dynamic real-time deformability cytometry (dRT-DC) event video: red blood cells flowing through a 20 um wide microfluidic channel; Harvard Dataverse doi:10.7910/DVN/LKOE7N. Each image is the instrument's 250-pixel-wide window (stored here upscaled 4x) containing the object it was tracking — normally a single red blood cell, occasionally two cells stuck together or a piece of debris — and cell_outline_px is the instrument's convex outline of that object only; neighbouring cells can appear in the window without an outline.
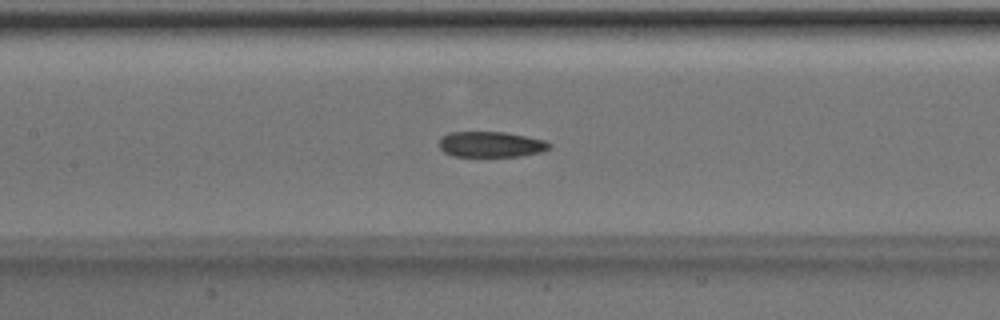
{"species": "Egyptian fruit bat (a non-hibernating species)", "species_latin": "Rousettus aegyptiacus", "temperature_condition": "room temperature", "stored_images_in_passage": 50, "camera_frame_rate_fps": 3000, "um_per_image_px": 0.085, "animal": {"sex": "male"}, "frame": {"image": 1, "passage_image": 23, "time_ms": 7.333, "image_size_px": [1000, 320], "cell_outline_px": [[552, 148], [540, 152], [520, 156], [452, 156], [444, 152], [440, 148], [440, 140], [444, 136], [452, 132], [504, 132], [544, 140], [552, 144]], "centroid_in_image_um": [41.76, 12.28], "position_along_channel_um": 165.6, "area_um2": 16.3}}
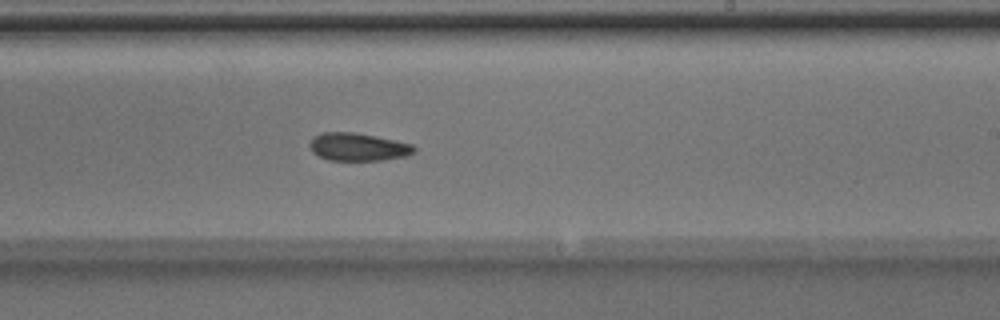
{"frame": {"image": 2, "passage_image": 30, "time_ms": 9.667, "image_size_px": [1000, 320], "cell_outline_px": [[416, 152], [408, 156], [384, 160], [328, 160], [312, 152], [308, 144], [312, 136], [320, 132], [356, 132], [376, 136], [412, 144], [416, 148]], "centroid_in_image_um": [30.42, 12.48], "position_along_channel_um": 258.6, "area_um2": 17.22}}
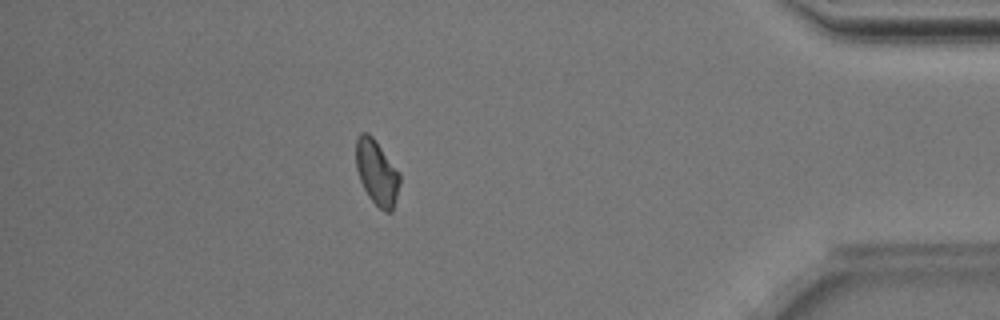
{"frame": {"image": 3, "passage_image": 44, "time_ms": 14.333, "image_size_px": [1000, 320], "cell_outline_px": [[400, 184], [392, 212], [384, 212], [368, 196], [360, 180], [356, 168], [356, 140], [360, 132], [368, 132], [372, 136], [400, 172]], "centroid_in_image_um": [32.03, 14.65], "position_along_channel_um": 403.2, "area_um2": 16.59}, "authors_computed_cell_mechanics": {"area_um2": 17.2822, "velocity_mm_per_s": 3.9988, "shape_relaxation_time_tau1_ms": 6.0636, "shape_relaxation_time_tau2_ms": 6.3272, "deformation_change_tau1": 0.1314, "deformation_change_tau2": 0.1241}}